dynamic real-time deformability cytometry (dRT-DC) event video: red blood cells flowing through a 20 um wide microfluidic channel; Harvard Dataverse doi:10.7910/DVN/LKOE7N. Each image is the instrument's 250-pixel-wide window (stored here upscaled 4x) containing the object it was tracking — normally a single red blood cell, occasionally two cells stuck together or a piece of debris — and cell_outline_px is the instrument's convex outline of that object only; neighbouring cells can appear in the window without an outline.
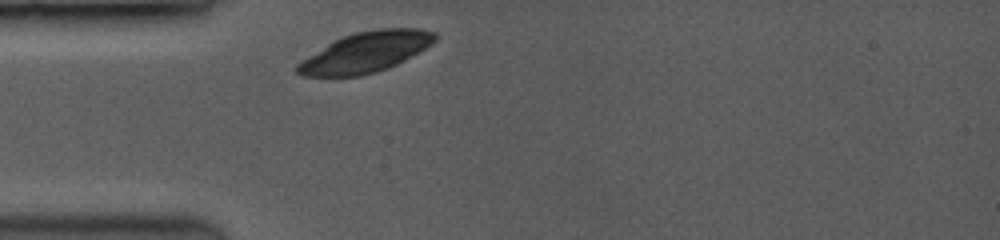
{"species": "common noctule bat (a hibernating species)", "species_latin": "Nyctalus noctula", "temperature_condition": "room temperature", "stored_images_in_passage": 4, "camera_frame_rate_fps": 3500, "um_per_image_px": 0.085, "animal": {"sex": "female", "body_mass_g": 19.0, "forearm_length_mm": 53.3}, "frame": {"image": 1, "passage_image": 1, "time_ms": 0.0, "image_size_px": [1000, 240], "cell_outline_px": [[440, 36], [432, 44], [404, 60], [396, 64], [376, 72], [360, 76], [304, 76], [296, 72], [296, 64], [332, 40], [340, 36], [356, 32], [376, 28], [420, 28], [436, 32]], "centroid_in_image_um": [31.1, 4.41], "position_along_channel_um": 53.9, "area_um2": 32.48}}